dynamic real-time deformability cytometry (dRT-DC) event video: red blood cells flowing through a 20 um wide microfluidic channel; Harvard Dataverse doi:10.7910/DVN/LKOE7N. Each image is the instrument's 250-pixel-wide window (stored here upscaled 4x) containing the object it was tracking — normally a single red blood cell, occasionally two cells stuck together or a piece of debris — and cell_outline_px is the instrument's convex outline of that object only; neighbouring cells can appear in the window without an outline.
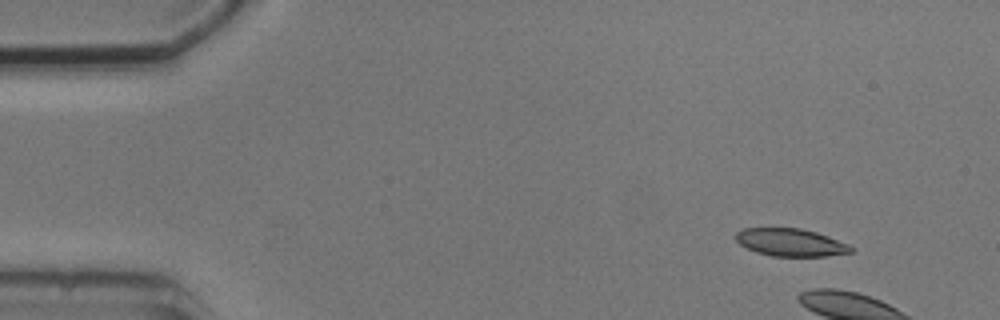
{"species": "common noctule bat (a hibernating species)", "species_latin": "Nyctalus noctula", "temperature_condition": "cold", "stored_images_in_passage": 10, "camera_frame_rate_fps": 3000, "um_per_image_px": 0.085, "animal": {"sex": "male", "body_mass_g": 20.5, "forearm_length_mm": 52.5}, "frame": {"image": 1, "passage_image": 1, "time_ms": 0.0, "image_size_px": [1000, 320], "cell_outline_px": [[856, 248], [852, 252], [828, 256], [772, 256], [756, 252], [740, 244], [736, 240], [736, 232], [744, 228], [800, 228], [816, 232], [828, 236], [848, 244]], "centroid_in_image_um": [67.23, 20.61], "position_along_channel_um": 17.8, "area_um2": 18.55}}
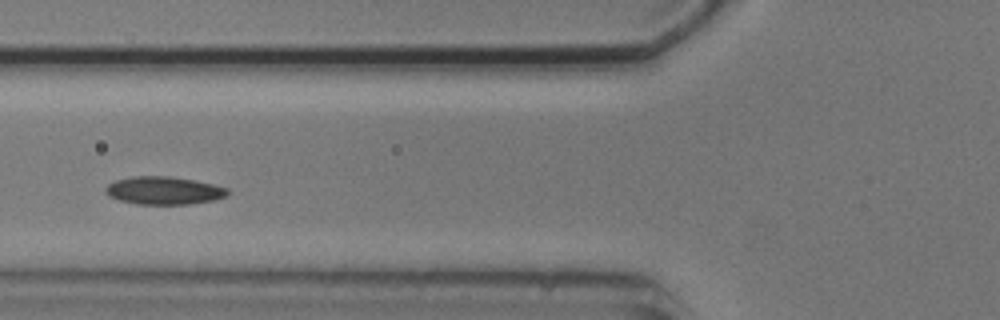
{"frame": {"image": 2, "passage_image": 6, "time_ms": 6.0, "image_size_px": [1000, 320], "cell_outline_px": [[228, 196], [216, 200], [188, 204], [136, 204], [120, 200], [108, 196], [104, 192], [104, 188], [108, 184], [116, 180], [132, 176], [168, 176], [196, 180], [228, 188]], "centroid_in_image_um": [13.92, 16.19], "position_along_channel_um": 111.9, "area_um2": 20.0}}
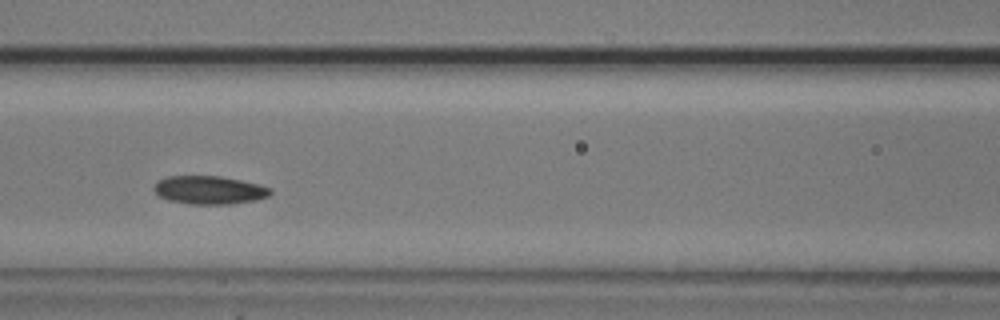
{"frame": {"image": 3, "passage_image": 7, "time_ms": 7.0, "image_size_px": [1000, 320], "cell_outline_px": [[272, 192], [268, 196], [256, 200], [232, 204], [192, 204], [168, 200], [160, 196], [152, 188], [156, 180], [168, 176], [220, 176], [260, 184], [272, 188]], "centroid_in_image_um": [17.79, 16.15], "position_along_channel_um": 148.8, "area_um2": 19.31}}